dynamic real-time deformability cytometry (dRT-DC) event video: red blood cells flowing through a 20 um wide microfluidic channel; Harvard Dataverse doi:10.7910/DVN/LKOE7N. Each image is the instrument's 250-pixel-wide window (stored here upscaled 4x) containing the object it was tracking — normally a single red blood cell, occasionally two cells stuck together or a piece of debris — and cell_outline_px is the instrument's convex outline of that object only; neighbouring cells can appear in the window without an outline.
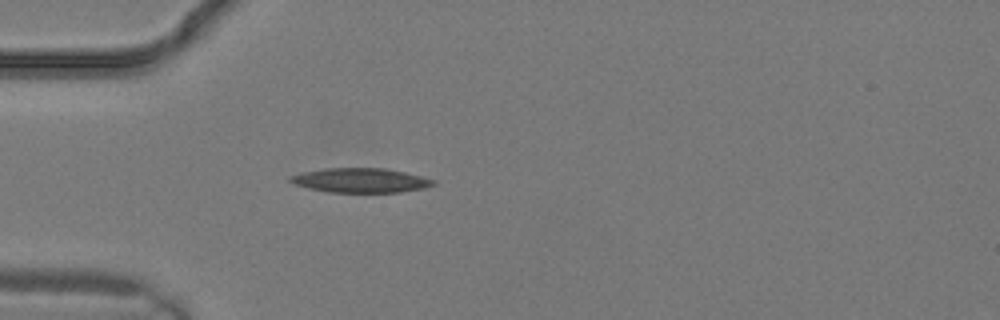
{"species": "common noctule bat (a hibernating species)", "species_latin": "Nyctalus noctula", "temperature_condition": "warm", "stored_images_in_passage": 1, "camera_frame_rate_fps": 3000, "um_per_image_px": 0.085, "animal": {"sex": "male", "body_mass_g": 19.2, "forearm_length_mm": 51.8}, "frame": {"image": 1, "passage_image": 1, "time_ms": 0.0, "image_size_px": [1000, 320], "cell_outline_px": [[436, 184], [424, 188], [400, 192], [328, 192], [308, 188], [296, 184], [288, 180], [288, 176], [304, 172], [324, 168], [384, 168], [404, 172], [436, 180]], "centroid_in_image_um": [30.65, 15.33], "position_along_channel_um": 54.4, "area_um2": 20.29}}